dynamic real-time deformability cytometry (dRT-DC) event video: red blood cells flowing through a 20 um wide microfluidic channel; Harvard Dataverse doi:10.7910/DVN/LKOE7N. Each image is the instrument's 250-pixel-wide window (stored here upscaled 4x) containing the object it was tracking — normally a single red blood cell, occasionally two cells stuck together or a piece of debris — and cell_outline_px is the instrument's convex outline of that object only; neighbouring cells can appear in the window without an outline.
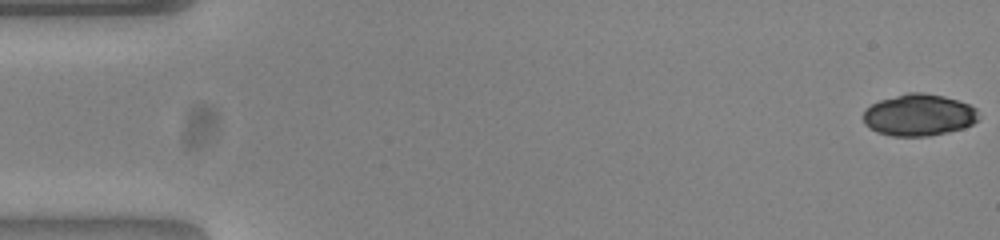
{"species": "common noctule bat (a hibernating species)", "species_latin": "Nyctalus noctula", "temperature_condition": "warm", "stored_images_in_passage": 53, "camera_frame_rate_fps": 3000, "um_per_image_px": 0.085, "animal": {"sex": "female", "body_mass_g": 23.0, "forearm_length_mm": 53.4}, "frame": {"image": 1, "passage_image": 1, "time_ms": 0.0, "image_size_px": [1000, 240], "cell_outline_px": [[976, 120], [972, 124], [964, 128], [948, 132], [928, 136], [892, 136], [876, 132], [868, 128], [864, 124], [864, 112], [872, 104], [880, 100], [908, 92], [920, 92], [944, 96], [968, 104], [976, 108]], "centroid_in_image_um": [78.07, 9.78], "position_along_channel_um": 6.9, "area_um2": 27.92}}